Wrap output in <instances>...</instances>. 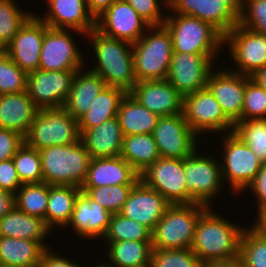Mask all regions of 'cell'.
Instances as JSON below:
<instances>
[{"instance_id":"6da1fadb","label":"cell","mask_w":266,"mask_h":267,"mask_svg":"<svg viewBox=\"0 0 266 267\" xmlns=\"http://www.w3.org/2000/svg\"><path fill=\"white\" fill-rule=\"evenodd\" d=\"M212 208L215 207H208L199 216L190 248L202 264L239 257L241 238L247 228L232 223L235 221H229Z\"/></svg>"},{"instance_id":"7a4b0ae2","label":"cell","mask_w":266,"mask_h":267,"mask_svg":"<svg viewBox=\"0 0 266 267\" xmlns=\"http://www.w3.org/2000/svg\"><path fill=\"white\" fill-rule=\"evenodd\" d=\"M84 39L91 42L94 65L90 70L97 73L107 86L118 87L129 93L137 78L135 75L132 44L106 36L94 28Z\"/></svg>"},{"instance_id":"3957f363","label":"cell","mask_w":266,"mask_h":267,"mask_svg":"<svg viewBox=\"0 0 266 267\" xmlns=\"http://www.w3.org/2000/svg\"><path fill=\"white\" fill-rule=\"evenodd\" d=\"M39 154L45 183L81 187L92 159L81 140L44 148Z\"/></svg>"},{"instance_id":"277c9868","label":"cell","mask_w":266,"mask_h":267,"mask_svg":"<svg viewBox=\"0 0 266 267\" xmlns=\"http://www.w3.org/2000/svg\"><path fill=\"white\" fill-rule=\"evenodd\" d=\"M137 81L167 79L173 54L172 38L164 25L150 26L144 35L132 44Z\"/></svg>"},{"instance_id":"5b68a950","label":"cell","mask_w":266,"mask_h":267,"mask_svg":"<svg viewBox=\"0 0 266 267\" xmlns=\"http://www.w3.org/2000/svg\"><path fill=\"white\" fill-rule=\"evenodd\" d=\"M163 25L171 35L173 52L220 54L225 50L224 36L211 24L199 18L168 14Z\"/></svg>"},{"instance_id":"8992f818","label":"cell","mask_w":266,"mask_h":267,"mask_svg":"<svg viewBox=\"0 0 266 267\" xmlns=\"http://www.w3.org/2000/svg\"><path fill=\"white\" fill-rule=\"evenodd\" d=\"M200 203L170 204L151 232L152 247L157 249L191 248L199 216L207 209Z\"/></svg>"},{"instance_id":"52a82bcc","label":"cell","mask_w":266,"mask_h":267,"mask_svg":"<svg viewBox=\"0 0 266 267\" xmlns=\"http://www.w3.org/2000/svg\"><path fill=\"white\" fill-rule=\"evenodd\" d=\"M225 135V136H224ZM222 151L220 164L223 183H229L232 195L244 194L246 188L254 181L262 166L256 154L234 132L220 134Z\"/></svg>"},{"instance_id":"ba28073f","label":"cell","mask_w":266,"mask_h":267,"mask_svg":"<svg viewBox=\"0 0 266 267\" xmlns=\"http://www.w3.org/2000/svg\"><path fill=\"white\" fill-rule=\"evenodd\" d=\"M81 140L78 120L64 108L39 109L24 143L41 150L55 145H69Z\"/></svg>"},{"instance_id":"9c48e42d","label":"cell","mask_w":266,"mask_h":267,"mask_svg":"<svg viewBox=\"0 0 266 267\" xmlns=\"http://www.w3.org/2000/svg\"><path fill=\"white\" fill-rule=\"evenodd\" d=\"M196 149L189 157L184 158V173L187 192L200 204L207 207L215 205L214 198L223 192L221 164L218 158ZM214 203V204H213Z\"/></svg>"},{"instance_id":"30bf717a","label":"cell","mask_w":266,"mask_h":267,"mask_svg":"<svg viewBox=\"0 0 266 267\" xmlns=\"http://www.w3.org/2000/svg\"><path fill=\"white\" fill-rule=\"evenodd\" d=\"M182 114L190 129L199 137L233 132L234 123L206 87L183 97Z\"/></svg>"},{"instance_id":"8fae6325","label":"cell","mask_w":266,"mask_h":267,"mask_svg":"<svg viewBox=\"0 0 266 267\" xmlns=\"http://www.w3.org/2000/svg\"><path fill=\"white\" fill-rule=\"evenodd\" d=\"M86 35L74 29L48 28L45 31L40 53L39 69L45 71H78L83 68L85 55L78 48L73 35ZM73 37V38H72Z\"/></svg>"},{"instance_id":"7c38bea8","label":"cell","mask_w":266,"mask_h":267,"mask_svg":"<svg viewBox=\"0 0 266 267\" xmlns=\"http://www.w3.org/2000/svg\"><path fill=\"white\" fill-rule=\"evenodd\" d=\"M223 47L236 65L229 70L251 76L266 65V35L256 33L237 24L224 36ZM235 67V68H233Z\"/></svg>"},{"instance_id":"4fadbf2b","label":"cell","mask_w":266,"mask_h":267,"mask_svg":"<svg viewBox=\"0 0 266 267\" xmlns=\"http://www.w3.org/2000/svg\"><path fill=\"white\" fill-rule=\"evenodd\" d=\"M184 159L159 158L140 174V179L170 204L197 203L187 192Z\"/></svg>"},{"instance_id":"5bb4252c","label":"cell","mask_w":266,"mask_h":267,"mask_svg":"<svg viewBox=\"0 0 266 267\" xmlns=\"http://www.w3.org/2000/svg\"><path fill=\"white\" fill-rule=\"evenodd\" d=\"M218 54L173 52L167 81L184 97L206 88ZM214 62V63H213Z\"/></svg>"},{"instance_id":"9a60e30c","label":"cell","mask_w":266,"mask_h":267,"mask_svg":"<svg viewBox=\"0 0 266 267\" xmlns=\"http://www.w3.org/2000/svg\"><path fill=\"white\" fill-rule=\"evenodd\" d=\"M152 136L160 158L184 159L198 149L200 142L183 114L160 116Z\"/></svg>"},{"instance_id":"2e32d148","label":"cell","mask_w":266,"mask_h":267,"mask_svg":"<svg viewBox=\"0 0 266 267\" xmlns=\"http://www.w3.org/2000/svg\"><path fill=\"white\" fill-rule=\"evenodd\" d=\"M77 71H45L27 73L26 91L39 109L63 108Z\"/></svg>"},{"instance_id":"e0dca14e","label":"cell","mask_w":266,"mask_h":267,"mask_svg":"<svg viewBox=\"0 0 266 267\" xmlns=\"http://www.w3.org/2000/svg\"><path fill=\"white\" fill-rule=\"evenodd\" d=\"M36 13V14H35ZM21 27L4 51L26 73L39 69L45 31L49 28L35 12Z\"/></svg>"},{"instance_id":"ac0fdd59","label":"cell","mask_w":266,"mask_h":267,"mask_svg":"<svg viewBox=\"0 0 266 267\" xmlns=\"http://www.w3.org/2000/svg\"><path fill=\"white\" fill-rule=\"evenodd\" d=\"M221 67L211 71L206 87L219 102L226 116L235 124L242 120L244 92L251 77L233 72L223 65Z\"/></svg>"},{"instance_id":"d6986e66","label":"cell","mask_w":266,"mask_h":267,"mask_svg":"<svg viewBox=\"0 0 266 267\" xmlns=\"http://www.w3.org/2000/svg\"><path fill=\"white\" fill-rule=\"evenodd\" d=\"M150 25L125 1H115L96 19V29L102 34L134 44Z\"/></svg>"},{"instance_id":"ffe728a7","label":"cell","mask_w":266,"mask_h":267,"mask_svg":"<svg viewBox=\"0 0 266 267\" xmlns=\"http://www.w3.org/2000/svg\"><path fill=\"white\" fill-rule=\"evenodd\" d=\"M169 205L160 193L140 179L133 186L119 214L137 221L152 232Z\"/></svg>"},{"instance_id":"44dd1931","label":"cell","mask_w":266,"mask_h":267,"mask_svg":"<svg viewBox=\"0 0 266 267\" xmlns=\"http://www.w3.org/2000/svg\"><path fill=\"white\" fill-rule=\"evenodd\" d=\"M45 15L38 17L49 28L74 29L89 34L96 28V20L87 9L85 0H46ZM40 15V16H39Z\"/></svg>"},{"instance_id":"7402d4cb","label":"cell","mask_w":266,"mask_h":267,"mask_svg":"<svg viewBox=\"0 0 266 267\" xmlns=\"http://www.w3.org/2000/svg\"><path fill=\"white\" fill-rule=\"evenodd\" d=\"M111 216L108 210L81 191L76 198L71 219L64 229L72 228L80 240L99 238L102 241L108 230Z\"/></svg>"},{"instance_id":"603a6c76","label":"cell","mask_w":266,"mask_h":267,"mask_svg":"<svg viewBox=\"0 0 266 267\" xmlns=\"http://www.w3.org/2000/svg\"><path fill=\"white\" fill-rule=\"evenodd\" d=\"M129 93L159 116L182 114L183 96L166 79L137 81Z\"/></svg>"},{"instance_id":"cb8c5ba5","label":"cell","mask_w":266,"mask_h":267,"mask_svg":"<svg viewBox=\"0 0 266 267\" xmlns=\"http://www.w3.org/2000/svg\"><path fill=\"white\" fill-rule=\"evenodd\" d=\"M169 14L190 15L211 24L223 36L238 24V17L219 0H168Z\"/></svg>"},{"instance_id":"d4e9b609","label":"cell","mask_w":266,"mask_h":267,"mask_svg":"<svg viewBox=\"0 0 266 267\" xmlns=\"http://www.w3.org/2000/svg\"><path fill=\"white\" fill-rule=\"evenodd\" d=\"M140 174L121 156L92 158L81 187L135 185Z\"/></svg>"},{"instance_id":"484cf974","label":"cell","mask_w":266,"mask_h":267,"mask_svg":"<svg viewBox=\"0 0 266 267\" xmlns=\"http://www.w3.org/2000/svg\"><path fill=\"white\" fill-rule=\"evenodd\" d=\"M38 111L27 91L0 94V128L11 129L25 136Z\"/></svg>"},{"instance_id":"4316f807","label":"cell","mask_w":266,"mask_h":267,"mask_svg":"<svg viewBox=\"0 0 266 267\" xmlns=\"http://www.w3.org/2000/svg\"><path fill=\"white\" fill-rule=\"evenodd\" d=\"M89 68V65L87 68L84 66L76 72L70 93L63 105L76 120L87 112L96 96L107 86L105 81Z\"/></svg>"},{"instance_id":"83f0119b","label":"cell","mask_w":266,"mask_h":267,"mask_svg":"<svg viewBox=\"0 0 266 267\" xmlns=\"http://www.w3.org/2000/svg\"><path fill=\"white\" fill-rule=\"evenodd\" d=\"M123 138L117 117L86 129L81 134V141L91 158L120 156Z\"/></svg>"},{"instance_id":"f1b7e54d","label":"cell","mask_w":266,"mask_h":267,"mask_svg":"<svg viewBox=\"0 0 266 267\" xmlns=\"http://www.w3.org/2000/svg\"><path fill=\"white\" fill-rule=\"evenodd\" d=\"M51 247L44 241L0 236V266L38 267L43 252Z\"/></svg>"},{"instance_id":"f546056e","label":"cell","mask_w":266,"mask_h":267,"mask_svg":"<svg viewBox=\"0 0 266 267\" xmlns=\"http://www.w3.org/2000/svg\"><path fill=\"white\" fill-rule=\"evenodd\" d=\"M49 235H52L51 230L43 219L31 216L17 207L0 218V236L46 241Z\"/></svg>"},{"instance_id":"4dcf8cb0","label":"cell","mask_w":266,"mask_h":267,"mask_svg":"<svg viewBox=\"0 0 266 267\" xmlns=\"http://www.w3.org/2000/svg\"><path fill=\"white\" fill-rule=\"evenodd\" d=\"M159 117L142 106L130 93L122 99L117 114L124 136L152 134Z\"/></svg>"},{"instance_id":"1f68e13d","label":"cell","mask_w":266,"mask_h":267,"mask_svg":"<svg viewBox=\"0 0 266 267\" xmlns=\"http://www.w3.org/2000/svg\"><path fill=\"white\" fill-rule=\"evenodd\" d=\"M80 192L77 186L48 185L46 225L51 231L68 225Z\"/></svg>"},{"instance_id":"d6a6232c","label":"cell","mask_w":266,"mask_h":267,"mask_svg":"<svg viewBox=\"0 0 266 267\" xmlns=\"http://www.w3.org/2000/svg\"><path fill=\"white\" fill-rule=\"evenodd\" d=\"M126 94L121 88L106 86L93 100L87 112L78 119L80 133L117 117L120 103Z\"/></svg>"},{"instance_id":"836d02e7","label":"cell","mask_w":266,"mask_h":267,"mask_svg":"<svg viewBox=\"0 0 266 267\" xmlns=\"http://www.w3.org/2000/svg\"><path fill=\"white\" fill-rule=\"evenodd\" d=\"M105 260L114 267H149L151 264V241H120L105 243Z\"/></svg>"},{"instance_id":"e575fe53","label":"cell","mask_w":266,"mask_h":267,"mask_svg":"<svg viewBox=\"0 0 266 267\" xmlns=\"http://www.w3.org/2000/svg\"><path fill=\"white\" fill-rule=\"evenodd\" d=\"M120 156L139 174L160 158L152 134L124 136Z\"/></svg>"},{"instance_id":"d590c367","label":"cell","mask_w":266,"mask_h":267,"mask_svg":"<svg viewBox=\"0 0 266 267\" xmlns=\"http://www.w3.org/2000/svg\"><path fill=\"white\" fill-rule=\"evenodd\" d=\"M15 0H0V50H4L17 32L34 14L20 8ZM19 7H18V6Z\"/></svg>"},{"instance_id":"8d00e7d4","label":"cell","mask_w":266,"mask_h":267,"mask_svg":"<svg viewBox=\"0 0 266 267\" xmlns=\"http://www.w3.org/2000/svg\"><path fill=\"white\" fill-rule=\"evenodd\" d=\"M48 184H23L15 194L16 207L25 213L43 219L46 223Z\"/></svg>"},{"instance_id":"74e56055","label":"cell","mask_w":266,"mask_h":267,"mask_svg":"<svg viewBox=\"0 0 266 267\" xmlns=\"http://www.w3.org/2000/svg\"><path fill=\"white\" fill-rule=\"evenodd\" d=\"M102 244L120 241H151V231L137 221L125 218L121 214H112L108 230L102 238Z\"/></svg>"},{"instance_id":"f35d334b","label":"cell","mask_w":266,"mask_h":267,"mask_svg":"<svg viewBox=\"0 0 266 267\" xmlns=\"http://www.w3.org/2000/svg\"><path fill=\"white\" fill-rule=\"evenodd\" d=\"M233 132L266 163V119L240 120L234 124Z\"/></svg>"},{"instance_id":"ab89813d","label":"cell","mask_w":266,"mask_h":267,"mask_svg":"<svg viewBox=\"0 0 266 267\" xmlns=\"http://www.w3.org/2000/svg\"><path fill=\"white\" fill-rule=\"evenodd\" d=\"M134 185H111L102 187H80L94 202L99 203L111 214L120 213Z\"/></svg>"},{"instance_id":"60d3db41","label":"cell","mask_w":266,"mask_h":267,"mask_svg":"<svg viewBox=\"0 0 266 267\" xmlns=\"http://www.w3.org/2000/svg\"><path fill=\"white\" fill-rule=\"evenodd\" d=\"M12 159L22 184L44 182L39 150L23 143Z\"/></svg>"},{"instance_id":"b9f144b4","label":"cell","mask_w":266,"mask_h":267,"mask_svg":"<svg viewBox=\"0 0 266 267\" xmlns=\"http://www.w3.org/2000/svg\"><path fill=\"white\" fill-rule=\"evenodd\" d=\"M239 257L244 267H266V241L250 227L243 231Z\"/></svg>"},{"instance_id":"7bdbcfd3","label":"cell","mask_w":266,"mask_h":267,"mask_svg":"<svg viewBox=\"0 0 266 267\" xmlns=\"http://www.w3.org/2000/svg\"><path fill=\"white\" fill-rule=\"evenodd\" d=\"M27 73L0 50V94L26 91Z\"/></svg>"},{"instance_id":"ee69618b","label":"cell","mask_w":266,"mask_h":267,"mask_svg":"<svg viewBox=\"0 0 266 267\" xmlns=\"http://www.w3.org/2000/svg\"><path fill=\"white\" fill-rule=\"evenodd\" d=\"M151 267H202L199 258L190 248L157 249L151 254Z\"/></svg>"},{"instance_id":"f6af8a7d","label":"cell","mask_w":266,"mask_h":267,"mask_svg":"<svg viewBox=\"0 0 266 267\" xmlns=\"http://www.w3.org/2000/svg\"><path fill=\"white\" fill-rule=\"evenodd\" d=\"M266 119V91L251 78L246 83L242 120Z\"/></svg>"},{"instance_id":"bcb514c9","label":"cell","mask_w":266,"mask_h":267,"mask_svg":"<svg viewBox=\"0 0 266 267\" xmlns=\"http://www.w3.org/2000/svg\"><path fill=\"white\" fill-rule=\"evenodd\" d=\"M238 24L266 35V0H244Z\"/></svg>"},{"instance_id":"7dc6e473","label":"cell","mask_w":266,"mask_h":267,"mask_svg":"<svg viewBox=\"0 0 266 267\" xmlns=\"http://www.w3.org/2000/svg\"><path fill=\"white\" fill-rule=\"evenodd\" d=\"M128 3L150 26L163 25L168 10V0H123ZM163 8V9H162ZM163 12V13H162Z\"/></svg>"},{"instance_id":"c3c4849f","label":"cell","mask_w":266,"mask_h":267,"mask_svg":"<svg viewBox=\"0 0 266 267\" xmlns=\"http://www.w3.org/2000/svg\"><path fill=\"white\" fill-rule=\"evenodd\" d=\"M23 143L24 136L19 132L0 128V162L12 159Z\"/></svg>"},{"instance_id":"681fc988","label":"cell","mask_w":266,"mask_h":267,"mask_svg":"<svg viewBox=\"0 0 266 267\" xmlns=\"http://www.w3.org/2000/svg\"><path fill=\"white\" fill-rule=\"evenodd\" d=\"M17 171L14 166L13 159L0 162V188L12 194H16L17 190L22 186Z\"/></svg>"},{"instance_id":"f907efd6","label":"cell","mask_w":266,"mask_h":267,"mask_svg":"<svg viewBox=\"0 0 266 267\" xmlns=\"http://www.w3.org/2000/svg\"><path fill=\"white\" fill-rule=\"evenodd\" d=\"M247 189L255 196L257 212L266 211V163L262 164L254 181L246 188L245 192H248Z\"/></svg>"},{"instance_id":"816d5d0a","label":"cell","mask_w":266,"mask_h":267,"mask_svg":"<svg viewBox=\"0 0 266 267\" xmlns=\"http://www.w3.org/2000/svg\"><path fill=\"white\" fill-rule=\"evenodd\" d=\"M59 253L54 252V249H51V247L47 248L41 256L38 267H86L84 265L81 266L77 261L74 262L70 257L66 258L61 255L62 253Z\"/></svg>"},{"instance_id":"f5cc1de1","label":"cell","mask_w":266,"mask_h":267,"mask_svg":"<svg viewBox=\"0 0 266 267\" xmlns=\"http://www.w3.org/2000/svg\"><path fill=\"white\" fill-rule=\"evenodd\" d=\"M117 0H85L86 6L90 14L96 20Z\"/></svg>"},{"instance_id":"db71d44e","label":"cell","mask_w":266,"mask_h":267,"mask_svg":"<svg viewBox=\"0 0 266 267\" xmlns=\"http://www.w3.org/2000/svg\"><path fill=\"white\" fill-rule=\"evenodd\" d=\"M15 207V194L0 188V218L10 213Z\"/></svg>"},{"instance_id":"11a10c76","label":"cell","mask_w":266,"mask_h":267,"mask_svg":"<svg viewBox=\"0 0 266 267\" xmlns=\"http://www.w3.org/2000/svg\"><path fill=\"white\" fill-rule=\"evenodd\" d=\"M257 217L249 227L259 235L264 241H266V211L256 214Z\"/></svg>"},{"instance_id":"9f6ffc18","label":"cell","mask_w":266,"mask_h":267,"mask_svg":"<svg viewBox=\"0 0 266 267\" xmlns=\"http://www.w3.org/2000/svg\"><path fill=\"white\" fill-rule=\"evenodd\" d=\"M202 267H244V264L240 257L224 260V261H214L202 264Z\"/></svg>"},{"instance_id":"6f0895ef","label":"cell","mask_w":266,"mask_h":267,"mask_svg":"<svg viewBox=\"0 0 266 267\" xmlns=\"http://www.w3.org/2000/svg\"><path fill=\"white\" fill-rule=\"evenodd\" d=\"M250 77L254 82H256L262 89L266 91V65L259 68Z\"/></svg>"},{"instance_id":"680465c9","label":"cell","mask_w":266,"mask_h":267,"mask_svg":"<svg viewBox=\"0 0 266 267\" xmlns=\"http://www.w3.org/2000/svg\"><path fill=\"white\" fill-rule=\"evenodd\" d=\"M224 3L237 17L242 12L244 0H219Z\"/></svg>"},{"instance_id":"91938a15","label":"cell","mask_w":266,"mask_h":267,"mask_svg":"<svg viewBox=\"0 0 266 267\" xmlns=\"http://www.w3.org/2000/svg\"><path fill=\"white\" fill-rule=\"evenodd\" d=\"M102 262V263H101ZM97 264H95V262L93 263V265H89L90 267H114V266H111L107 263V261L104 262V258L102 261L100 262H96Z\"/></svg>"}]
</instances>
